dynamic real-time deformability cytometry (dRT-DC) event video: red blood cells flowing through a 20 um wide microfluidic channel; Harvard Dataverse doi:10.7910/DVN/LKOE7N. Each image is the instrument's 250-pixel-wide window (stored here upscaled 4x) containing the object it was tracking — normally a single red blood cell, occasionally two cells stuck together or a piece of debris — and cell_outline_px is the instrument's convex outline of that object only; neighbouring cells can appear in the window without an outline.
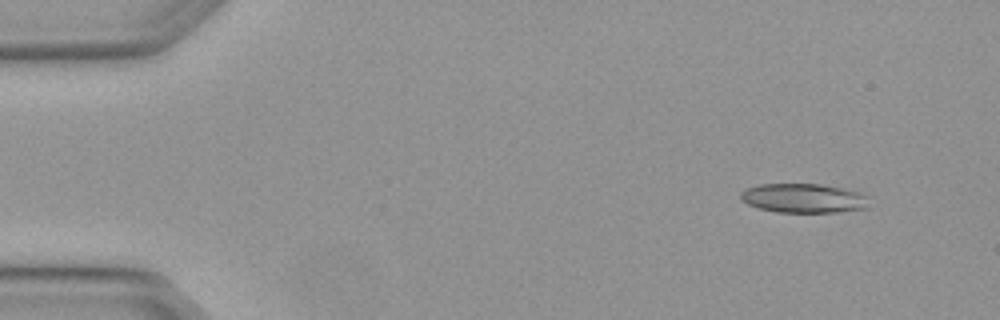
{"species": "Egyptian fruit bat (a non-hibernating species)", "species_latin": "Rousettus aegyptiacus", "temperature_condition": "warm", "stored_images_in_passage": 6, "camera_frame_rate_fps": 3000, "um_per_image_px": 0.085, "animal": {"sex": "female"}, "frame": {"image": 1, "passage_image": 1, "time_ms": 0.0, "image_size_px": [1000, 320], "cell_outline_px": [[872, 196], [868, 208], [836, 212], [776, 212], [760, 208], [748, 204], [740, 200], [740, 192], [748, 188], [760, 184], [820, 184], [860, 192]], "centroid_in_image_um": [68.36, 16.85], "position_along_channel_um": 16.6, "area_um2": 22.08}}
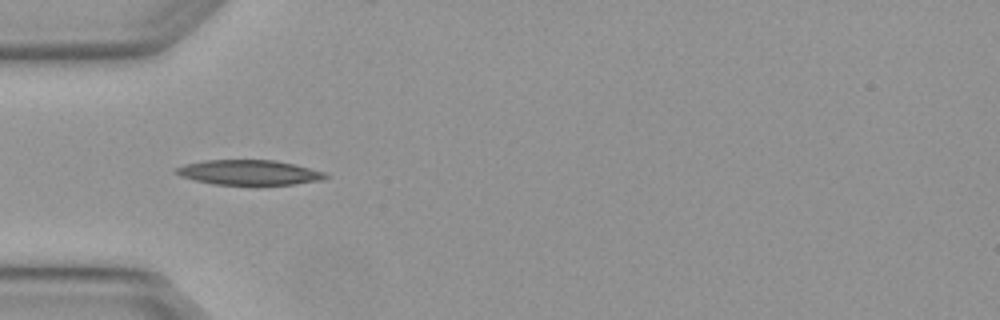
{"frame": {"image": 2, "passage_image": 4, "time_ms": 1.0, "image_size_px": [1000, 320], "cell_outline_px": [[328, 176], [324, 180], [292, 184], [212, 184], [180, 176], [172, 172], [176, 168], [184, 164], [204, 160], [276, 160], [324, 172]], "centroid_in_image_um": [21.12, 14.65], "position_along_channel_um": 63.9, "area_um2": 21.5}}
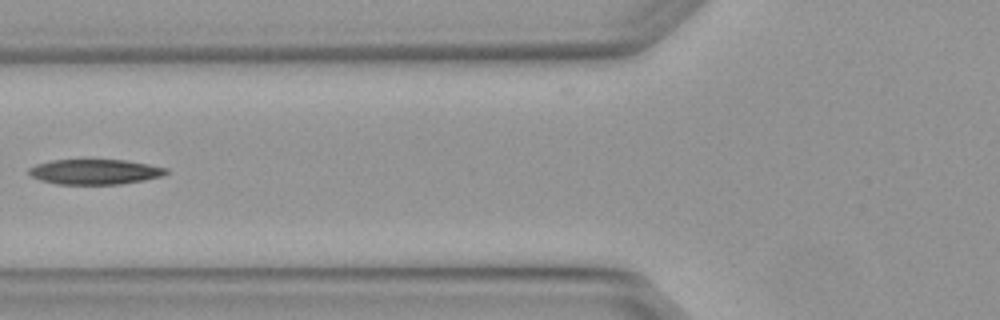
{"frame": {"image": 3, "passage_image": 5, "time_ms": 1.333, "image_size_px": [1000, 320], "cell_outline_px": [[168, 172], [160, 176], [144, 180], [120, 184], [56, 184], [40, 180], [32, 176], [28, 172], [28, 168], [36, 164], [52, 160], [88, 156], [124, 160], [148, 164], [168, 168]], "centroid_in_image_um": [8.02, 14.55], "position_along_channel_um": 117.8, "area_um2": 21.04}}